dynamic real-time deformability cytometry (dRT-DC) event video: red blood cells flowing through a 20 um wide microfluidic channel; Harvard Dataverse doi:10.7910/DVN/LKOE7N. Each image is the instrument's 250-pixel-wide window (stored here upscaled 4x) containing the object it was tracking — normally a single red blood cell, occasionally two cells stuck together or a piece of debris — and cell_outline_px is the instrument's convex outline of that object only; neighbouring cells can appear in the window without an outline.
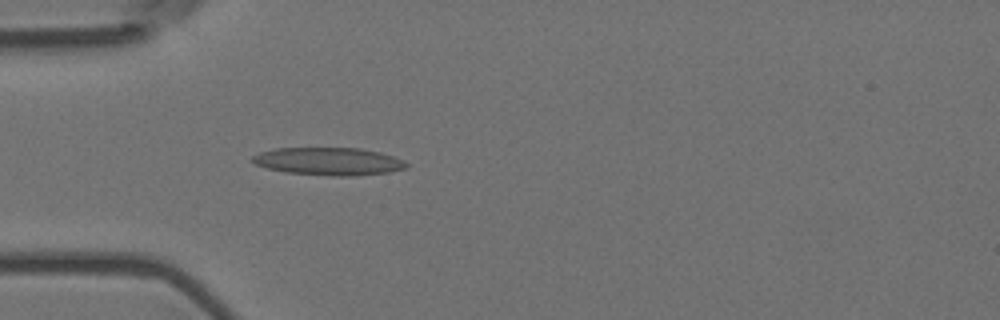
{"species": "Egyptian fruit bat (a non-hibernating species)", "species_latin": "Rousettus aegyptiacus", "temperature_condition": "room temperature", "stored_images_in_passage": 1, "camera_frame_rate_fps": 3000, "um_per_image_px": 0.085, "animal": {"sex": "female"}, "frame": {"image": 1, "passage_image": 1, "time_ms": 0.0, "image_size_px": [1000, 320], "cell_outline_px": [[408, 164], [404, 168], [388, 172], [352, 176], [332, 176], [284, 172], [268, 168], [256, 164], [252, 160], [252, 156], [260, 152], [276, 148], [360, 148], [380, 152], [404, 160]], "centroid_in_image_um": [27.93, 13.71], "position_along_channel_um": 57.1, "area_um2": 24.74}}